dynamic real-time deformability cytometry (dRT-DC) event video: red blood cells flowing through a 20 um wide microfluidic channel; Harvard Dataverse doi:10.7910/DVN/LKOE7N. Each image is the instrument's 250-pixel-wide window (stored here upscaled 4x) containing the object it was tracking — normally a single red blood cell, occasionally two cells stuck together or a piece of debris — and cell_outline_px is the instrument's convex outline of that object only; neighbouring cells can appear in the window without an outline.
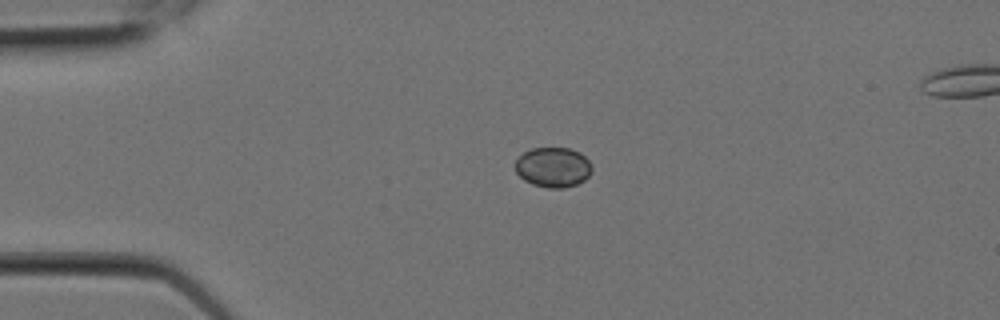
{"species": "Egyptian fruit bat (a non-hibernating species)", "species_latin": "Rousettus aegyptiacus", "temperature_condition": "room temperature", "stored_images_in_passage": 2, "camera_frame_rate_fps": 3000, "um_per_image_px": 0.085, "animal": {"sex": "female"}, "frame": {"image": 1, "passage_image": 1, "time_ms": 0.0, "image_size_px": [1000, 320], "cell_outline_px": [[592, 172], [584, 180], [576, 184], [564, 188], [548, 188], [532, 184], [524, 180], [516, 172], [516, 160], [524, 152], [532, 148], [568, 148], [580, 152], [588, 160], [592, 168]], "centroid_in_image_um": [47.02, 14.22], "position_along_channel_um": 38.0, "area_um2": 17.8}}